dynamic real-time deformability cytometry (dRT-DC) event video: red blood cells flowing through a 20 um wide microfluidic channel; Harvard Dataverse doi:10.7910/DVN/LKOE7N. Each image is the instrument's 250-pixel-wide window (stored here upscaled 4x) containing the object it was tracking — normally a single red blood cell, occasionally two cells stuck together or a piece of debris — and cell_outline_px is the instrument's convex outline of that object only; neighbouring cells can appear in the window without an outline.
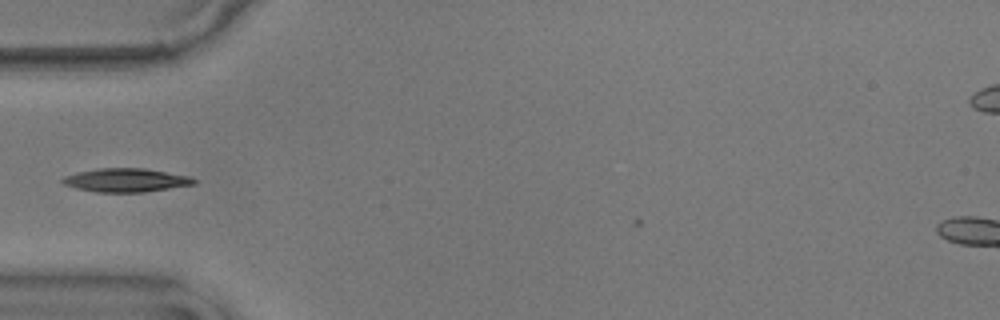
{"species": "common noctule bat (a hibernating species)", "species_latin": "Nyctalus noctula", "temperature_condition": "warm", "stored_images_in_passage": 34, "camera_frame_rate_fps": 3000, "um_per_image_px": 0.085, "animal": {"sex": "male", "body_mass_g": 17.9}, "frame": {"image": 1, "passage_image": 1, "time_ms": 0.0, "image_size_px": [1000, 320], "cell_outline_px": [[196, 184], [144, 192], [96, 192], [76, 188], [64, 184], [60, 180], [64, 176], [80, 172], [100, 168], [144, 168], [188, 176], [196, 180]], "centroid_in_image_um": [10.7, 15.32], "position_along_channel_um": 74.3, "area_um2": 17.86}}
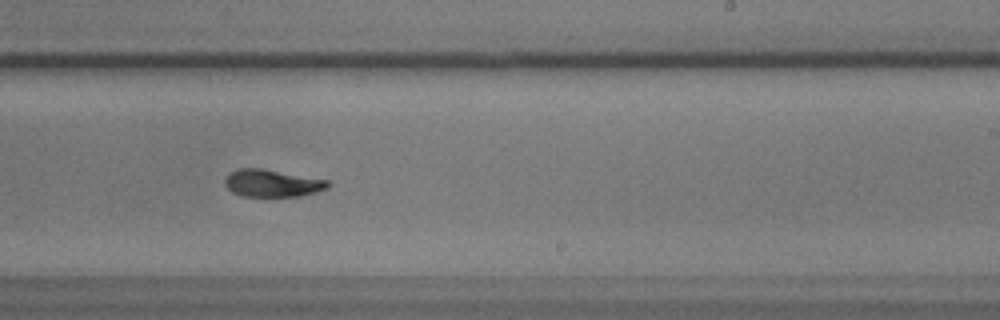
{"frame": {"image": 2, "passage_image": 17, "time_ms": 5.333, "image_size_px": [1000, 320], "cell_outline_px": [[328, 188], [316, 192], [300, 196], [244, 196], [232, 192], [224, 184], [224, 180], [236, 168], [264, 168], [328, 180]], "centroid_in_image_um": [23.13, 15.56], "position_along_channel_um": 265.9, "area_um2": 16.36}}
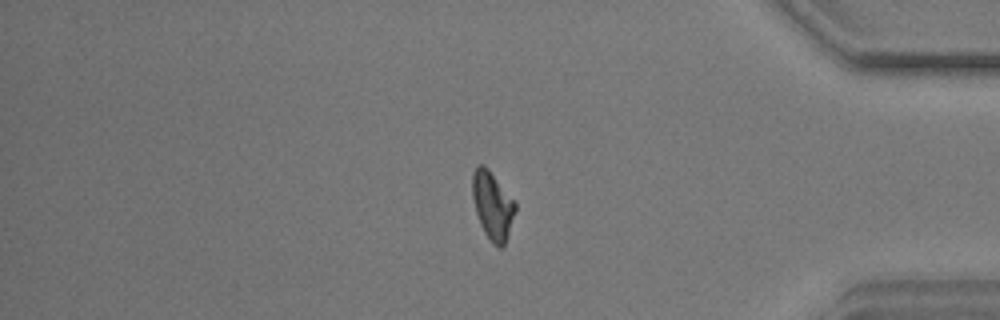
{"frame": {"image": 3, "passage_image": 30, "time_ms": 9.667, "image_size_px": [1000, 320], "cell_outline_px": [[516, 208], [504, 244], [500, 248], [496, 248], [492, 244], [484, 232], [480, 224], [476, 212], [472, 196], [472, 172], [476, 164], [484, 164], [488, 168], [516, 204]], "centroid_in_image_um": [41.82, 17.44], "position_along_channel_um": 393.4, "area_um2": 16.76}}